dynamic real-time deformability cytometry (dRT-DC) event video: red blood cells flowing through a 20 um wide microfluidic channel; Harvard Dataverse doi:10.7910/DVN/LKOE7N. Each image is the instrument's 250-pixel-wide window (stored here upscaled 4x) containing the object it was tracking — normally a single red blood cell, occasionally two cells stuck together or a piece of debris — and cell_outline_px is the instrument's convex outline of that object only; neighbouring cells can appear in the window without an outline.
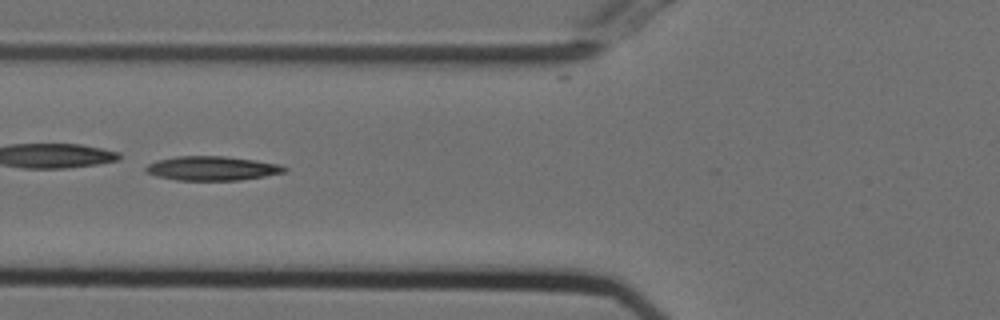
{"species": "Egyptian fruit bat (a non-hibernating species)", "species_latin": "Rousettus aegyptiacus", "temperature_condition": "cold", "stored_images_in_passage": 29, "camera_frame_rate_fps": 3000, "um_per_image_px": 0.085, "animal": {"sex": "female"}, "frame": {"image": 1, "passage_image": 20, "time_ms": 6.333, "image_size_px": [1000, 320], "cell_outline_px": [[288, 172], [240, 180], [176, 180], [156, 176], [148, 172], [144, 168], [148, 164], [156, 160], [176, 156], [224, 156], [256, 160], [280, 164], [288, 168]], "centroid_in_image_um": [18.06, 14.3], "position_along_channel_um": 107.7, "area_um2": 19.65}}